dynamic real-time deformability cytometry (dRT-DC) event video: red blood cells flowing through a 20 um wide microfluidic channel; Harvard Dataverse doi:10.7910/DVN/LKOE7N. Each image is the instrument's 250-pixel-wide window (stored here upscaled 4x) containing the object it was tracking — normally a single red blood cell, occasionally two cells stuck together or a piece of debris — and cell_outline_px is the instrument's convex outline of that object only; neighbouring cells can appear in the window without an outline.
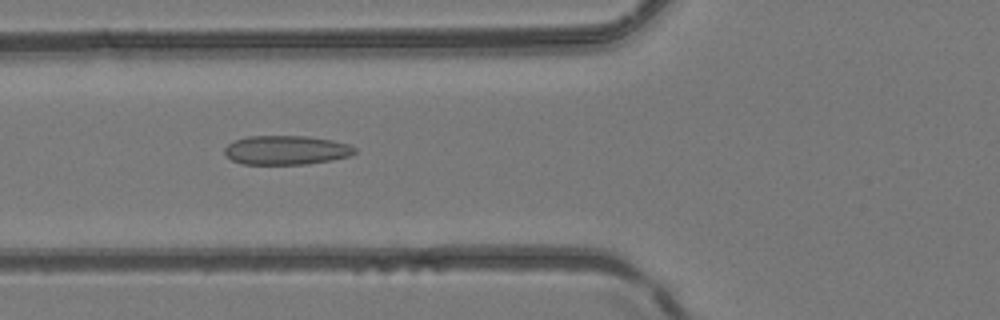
{"species": "common noctule bat (a hibernating species)", "species_latin": "Nyctalus noctula", "temperature_condition": "room temperature", "stored_images_in_passage": 4, "camera_frame_rate_fps": 3000, "um_per_image_px": 0.085, "animal": {"sex": "female", "body_mass_g": 24.6, "forearm_length_mm": 56.2}, "frame": {"image": 1, "passage_image": 3, "time_ms": 3.0, "image_size_px": [1000, 320], "cell_outline_px": [[356, 152], [352, 156], [304, 164], [240, 164], [232, 160], [224, 152], [224, 148], [228, 144], [236, 140], [248, 136], [308, 136], [332, 140], [348, 144], [356, 148]], "centroid_in_image_um": [24.33, 12.76], "position_along_channel_um": 101.5, "area_um2": 22.02}}
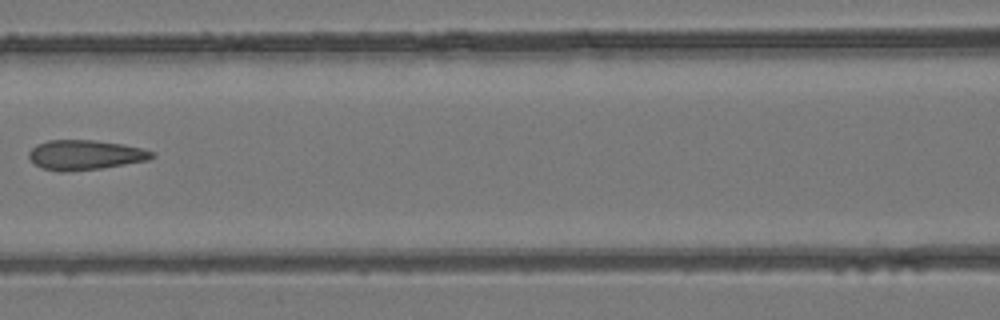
{"frame": {"image": 2, "passage_image": 4, "time_ms": 4.333, "image_size_px": [1000, 320], "cell_outline_px": [[156, 156], [148, 160], [104, 168], [64, 172], [56, 172], [40, 168], [28, 156], [28, 152], [36, 144], [48, 140], [92, 140], [124, 144], [156, 152]], "centroid_in_image_um": [7.24, 13.18], "position_along_channel_um": 159.4, "area_um2": 21.62}}